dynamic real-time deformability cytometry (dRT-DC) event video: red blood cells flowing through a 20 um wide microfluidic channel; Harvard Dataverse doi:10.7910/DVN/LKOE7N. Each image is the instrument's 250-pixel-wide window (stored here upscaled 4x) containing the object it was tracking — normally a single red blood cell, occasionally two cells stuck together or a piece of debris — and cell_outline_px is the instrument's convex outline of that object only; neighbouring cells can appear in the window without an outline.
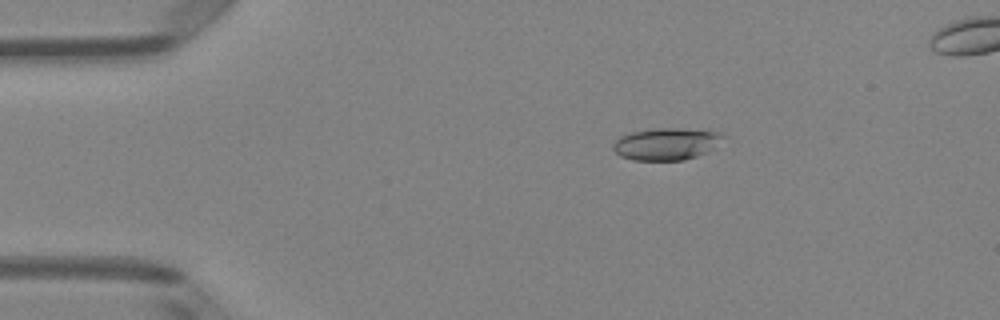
{"species": "Egyptian fruit bat (a non-hibernating species)", "species_latin": "Rousettus aegyptiacus", "temperature_condition": "room temperature", "stored_images_in_passage": 42, "camera_frame_rate_fps": 3000, "um_per_image_px": 0.085, "animal": {"sex": "female"}, "frame": {"image": 1, "passage_image": 1, "time_ms": 0.0, "image_size_px": [1000, 320], "cell_outline_px": [[724, 136], [712, 148], [696, 156], [684, 160], [632, 160], [620, 156], [612, 148], [612, 144], [620, 136], [632, 132], [652, 128], [676, 128], [716, 132]], "centroid_in_image_um": [56.54, 12.24], "position_along_channel_um": 28.5, "area_um2": 20.17}}
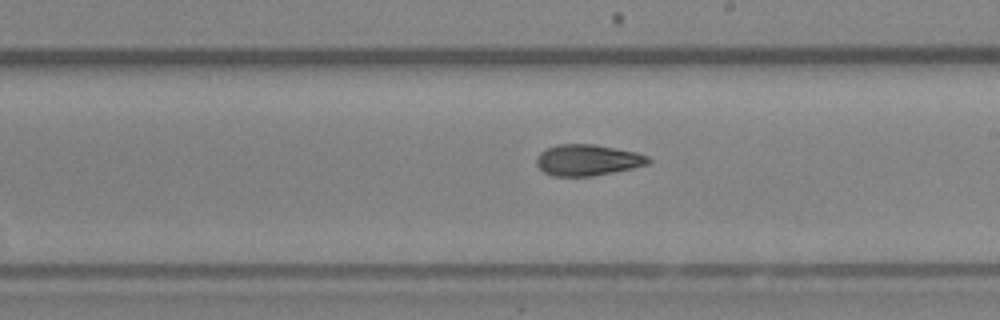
{"frame": {"image": 2, "passage_image": 21, "time_ms": 6.667, "image_size_px": [1000, 320], "cell_outline_px": [[652, 160], [648, 164], [632, 168], [592, 176], [552, 176], [544, 172], [536, 164], [536, 156], [540, 152], [556, 144], [592, 144], [636, 152], [648, 156]], "centroid_in_image_um": [49.92, 13.6], "position_along_channel_um": 239.1, "area_um2": 20.23}}
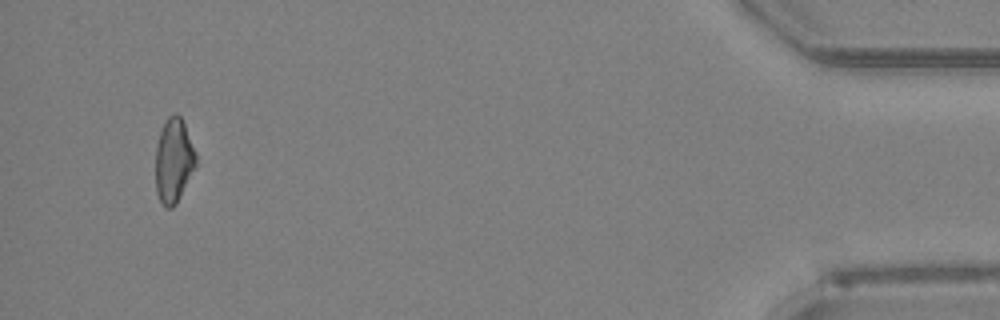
{"frame": {"image": 3, "passage_image": 40, "time_ms": 13.0, "image_size_px": [1000, 320], "cell_outline_px": [[196, 168], [176, 204], [172, 208], [168, 208], [160, 200], [156, 192], [156, 144], [160, 132], [168, 116], [176, 112], [180, 116], [184, 124], [196, 152]], "centroid_in_image_um": [14.77, 13.65], "position_along_channel_um": 420.4, "area_um2": 19.83}}